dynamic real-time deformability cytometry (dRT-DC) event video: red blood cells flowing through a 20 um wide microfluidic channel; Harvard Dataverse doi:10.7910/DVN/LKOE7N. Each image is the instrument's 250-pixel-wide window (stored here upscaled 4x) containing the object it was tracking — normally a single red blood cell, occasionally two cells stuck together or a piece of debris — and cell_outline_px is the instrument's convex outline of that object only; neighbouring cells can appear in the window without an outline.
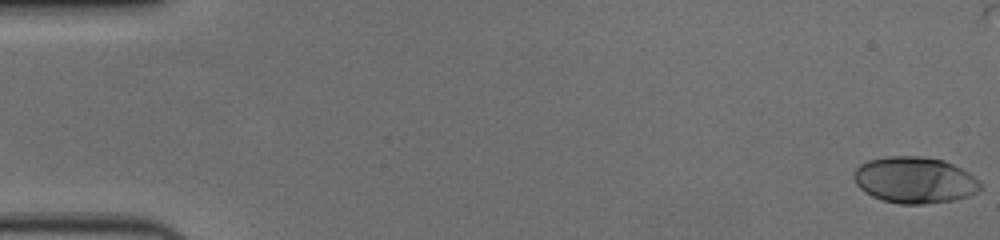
{"species": "human", "species_latin": "Homo sapiens", "temperature_condition": "cold", "stored_images_in_passage": 47, "camera_frame_rate_fps": 3000, "um_per_image_px": 0.085, "donor": {"sex": "female"}, "frame": {"image": 1, "passage_image": 1, "time_ms": 0.0, "image_size_px": [1000, 240], "cell_outline_px": [[984, 188], [980, 192], [956, 200], [924, 204], [900, 204], [884, 200], [872, 196], [864, 192], [856, 184], [852, 176], [856, 168], [860, 164], [868, 160], [888, 156], [924, 156], [944, 160], [968, 172], [980, 180]], "centroid_in_image_um": [77.78, 15.31], "position_along_channel_um": 7.2, "area_um2": 34.62}}
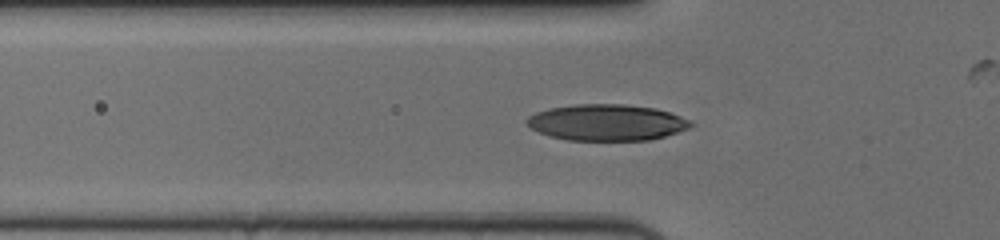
{"frame": {"image": 2, "passage_image": 20, "time_ms": 6.333, "image_size_px": [1000, 240], "cell_outline_px": [[692, 128], [652, 140], [568, 140], [548, 136], [532, 128], [524, 120], [528, 116], [536, 112], [548, 108], [576, 104], [620, 104], [656, 108], [680, 116], [688, 120], [692, 124]], "centroid_in_image_um": [51.57, 10.41], "position_along_channel_um": 74.2, "area_um2": 34.68}}
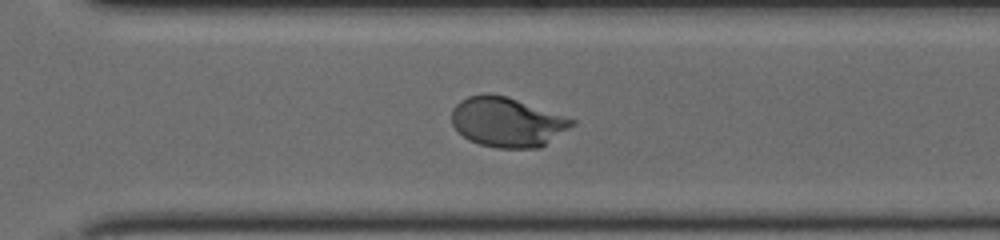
{"frame": {"image": 3, "passage_image": 41, "time_ms": 13.333, "image_size_px": [1000, 240], "cell_outline_px": [[576, 124], [540, 148], [496, 148], [480, 144], [468, 140], [452, 124], [452, 108], [460, 100], [468, 96], [484, 92], [488, 92], [508, 96], [576, 120]], "centroid_in_image_um": [43.1, 10.36], "position_along_channel_um": 327.5, "area_um2": 35.03}}